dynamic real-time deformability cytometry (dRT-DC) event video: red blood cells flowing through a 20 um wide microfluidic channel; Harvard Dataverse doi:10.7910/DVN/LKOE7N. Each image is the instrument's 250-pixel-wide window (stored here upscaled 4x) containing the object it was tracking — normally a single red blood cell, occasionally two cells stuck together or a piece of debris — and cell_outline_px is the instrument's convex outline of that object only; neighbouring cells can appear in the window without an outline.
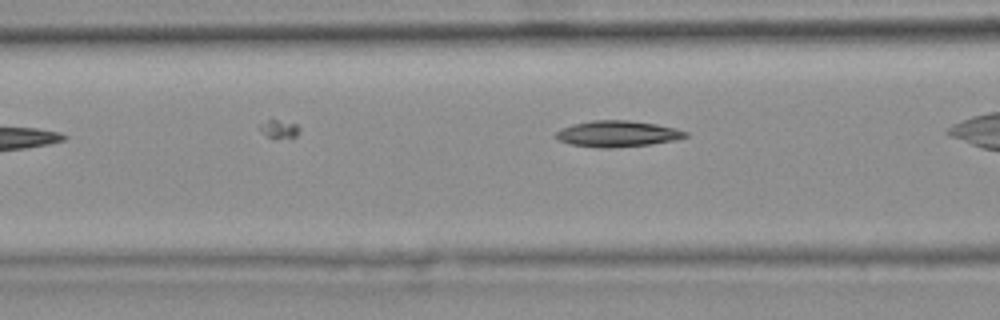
{"species": "common noctule bat (a hibernating species)", "species_latin": "Nyctalus noctula", "temperature_condition": "warm", "stored_images_in_passage": 25, "camera_frame_rate_fps": 3000, "um_per_image_px": 0.085, "animal": {"sex": "female", "body_mass_g": 25.1}, "frame": {"image": 1, "passage_image": 4, "time_ms": 1.0, "image_size_px": [1000, 320], "cell_outline_px": [[688, 136], [676, 140], [648, 144], [608, 148], [600, 148], [572, 144], [560, 140], [556, 136], [556, 132], [572, 124], [592, 120], [628, 120], [656, 124], [676, 128], [688, 132]], "centroid_in_image_um": [52.52, 11.36], "position_along_channel_um": 114.1, "area_um2": 19.48}}